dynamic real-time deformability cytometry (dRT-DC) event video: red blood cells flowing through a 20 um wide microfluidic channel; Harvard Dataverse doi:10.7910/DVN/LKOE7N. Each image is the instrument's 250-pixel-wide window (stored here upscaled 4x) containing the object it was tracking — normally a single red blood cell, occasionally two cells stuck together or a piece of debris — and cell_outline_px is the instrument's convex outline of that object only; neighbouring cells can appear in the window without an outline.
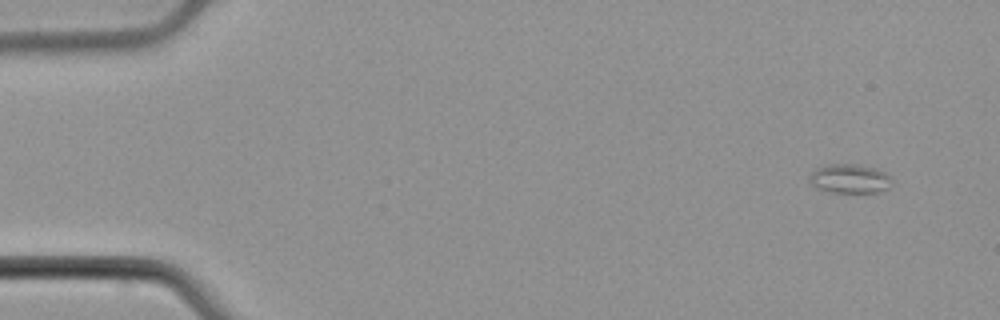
{"species": "common noctule bat (a hibernating species)", "species_latin": "Nyctalus noctula", "temperature_condition": "cold", "stored_images_in_passage": 52, "camera_frame_rate_fps": 3000, "um_per_image_px": 0.085, "animal": {"sex": "male", "body_mass_g": 21.5, "forearm_length_mm": 52.0}, "frame": {"image": 1, "passage_image": 1, "time_ms": 0.0, "image_size_px": [1000, 320], "cell_outline_px": [[892, 184], [888, 188], [876, 192], [832, 192], [816, 188], [812, 184], [808, 176], [816, 168], [828, 164], [852, 164], [872, 168], [884, 172], [892, 180]], "centroid_in_image_um": [72.19, 15.19], "position_along_channel_um": 12.8, "area_um2": 13.76}}
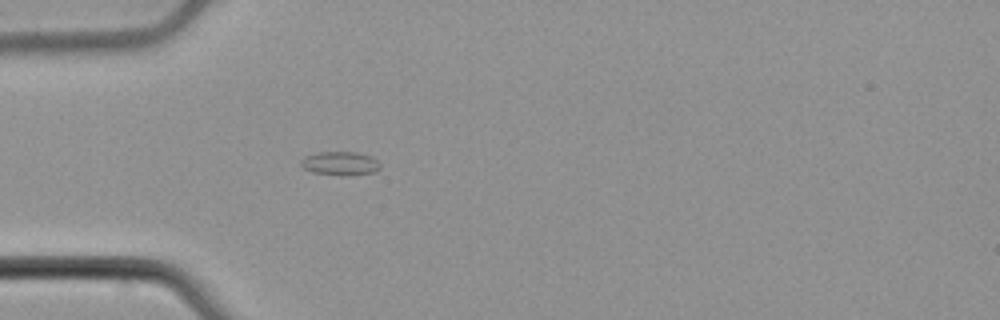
{"frame": {"image": 2, "passage_image": 14, "time_ms": 4.333, "image_size_px": [1000, 320], "cell_outline_px": [[380, 168], [376, 172], [348, 176], [344, 176], [312, 172], [304, 168], [300, 164], [300, 160], [304, 156], [320, 152], [356, 152], [372, 156], [380, 164]], "centroid_in_image_um": [28.93, 13.9], "position_along_channel_um": 56.1, "area_um2": 11.1}}
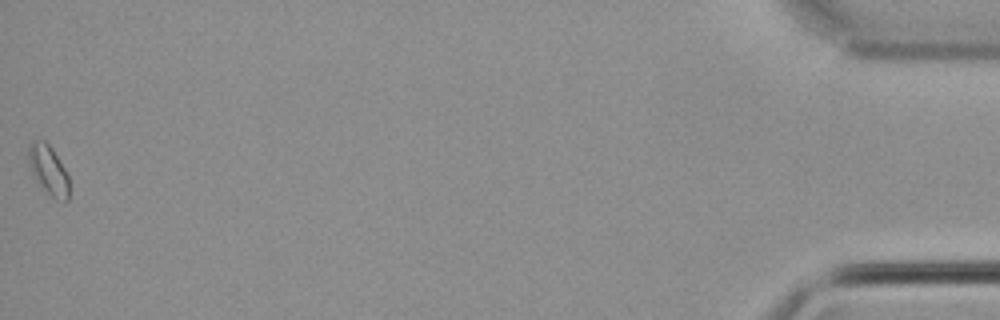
{"frame": {"image": 3, "passage_image": 52, "time_ms": 17.0, "image_size_px": [1000, 320], "cell_outline_px": [[68, 200], [64, 200], [52, 196], [36, 180], [28, 160], [28, 148], [32, 140], [44, 140], [52, 148], [64, 168], [68, 176]], "centroid_in_image_um": [4.1, 14.39], "position_along_channel_um": 431.1, "area_um2": 11.21}}